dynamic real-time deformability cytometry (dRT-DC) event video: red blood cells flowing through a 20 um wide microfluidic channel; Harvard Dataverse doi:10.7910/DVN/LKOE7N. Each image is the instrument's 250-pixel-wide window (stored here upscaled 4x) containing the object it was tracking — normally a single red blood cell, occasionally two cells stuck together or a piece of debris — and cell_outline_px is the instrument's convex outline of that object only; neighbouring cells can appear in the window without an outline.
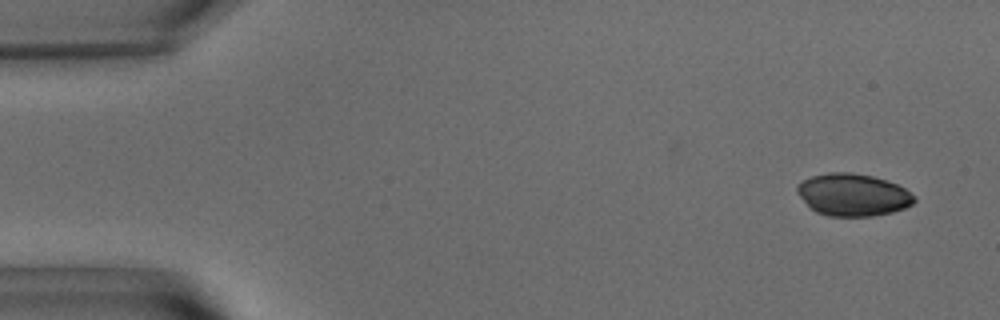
{"species": "common noctule bat (a hibernating species)", "species_latin": "Nyctalus noctula", "temperature_condition": "warm", "stored_images_in_passage": 15, "camera_frame_rate_fps": 3000, "um_per_image_px": 0.085, "animal": {"sex": "male", "body_mass_g": 15.6}, "frame": {"image": 1, "passage_image": 3, "time_ms": 0.667, "image_size_px": [1000, 320], "cell_outline_px": [[916, 200], [912, 204], [904, 208], [892, 212], [872, 216], [828, 216], [816, 212], [796, 192], [796, 188], [804, 180], [812, 176], [828, 172], [848, 172], [872, 176], [896, 184], [904, 188], [916, 196]], "centroid_in_image_um": [72.52, 16.56], "position_along_channel_um": 12.5, "area_um2": 28.61}}